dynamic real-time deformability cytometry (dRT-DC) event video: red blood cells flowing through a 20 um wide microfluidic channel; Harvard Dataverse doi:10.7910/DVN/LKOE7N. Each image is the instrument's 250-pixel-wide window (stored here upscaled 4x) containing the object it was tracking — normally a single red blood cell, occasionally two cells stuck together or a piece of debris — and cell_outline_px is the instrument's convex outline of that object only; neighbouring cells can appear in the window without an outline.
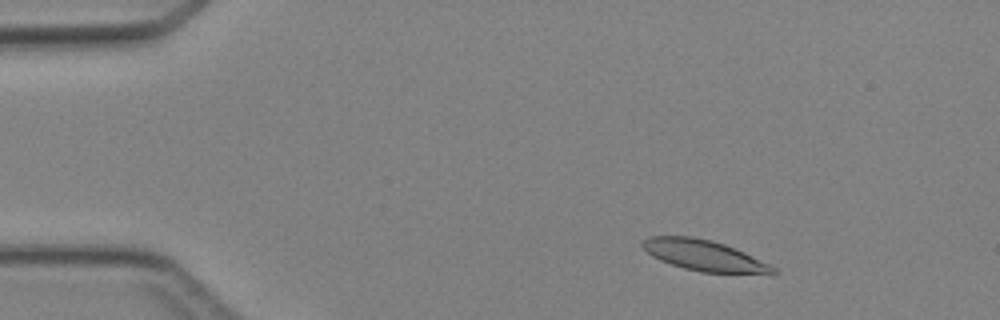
{"species": "Egyptian fruit bat (a non-hibernating species)", "species_latin": "Rousettus aegyptiacus", "temperature_condition": "cold", "stored_images_in_passage": 4, "camera_frame_rate_fps": 3000, "um_per_image_px": 0.085, "animal": {"sex": "female"}, "frame": {"image": 1, "passage_image": 2, "time_ms": 1.0, "image_size_px": [1000, 320], "cell_outline_px": [[776, 272], [772, 276], [700, 272], [684, 268], [660, 260], [652, 256], [640, 244], [648, 236], [692, 236], [712, 240], [736, 248], [776, 268]], "centroid_in_image_um": [59.93, 21.75], "position_along_channel_um": 25.1, "area_um2": 23.87}}
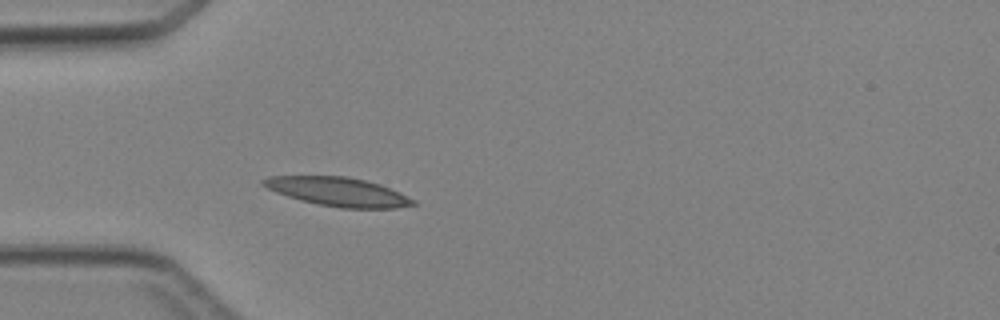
{"frame": {"image": 2, "passage_image": 4, "time_ms": 3.333, "image_size_px": [1000, 320], "cell_outline_px": [[416, 204], [396, 208], [340, 208], [316, 204], [300, 200], [276, 192], [260, 184], [260, 180], [268, 176], [348, 176], [380, 184], [416, 200]], "centroid_in_image_um": [28.71, 16.29], "position_along_channel_um": 56.3, "area_um2": 25.14}}